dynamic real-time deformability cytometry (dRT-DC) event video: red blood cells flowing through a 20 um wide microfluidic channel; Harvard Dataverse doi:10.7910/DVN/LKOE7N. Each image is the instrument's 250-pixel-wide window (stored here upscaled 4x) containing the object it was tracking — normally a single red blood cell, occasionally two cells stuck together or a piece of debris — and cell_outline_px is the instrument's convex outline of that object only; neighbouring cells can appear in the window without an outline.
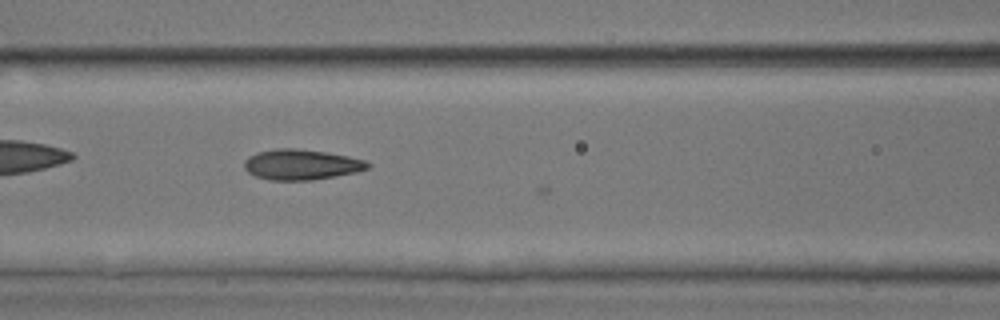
{"species": "common noctule bat (a hibernating species)", "species_latin": "Nyctalus noctula", "temperature_condition": "room temperature", "stored_images_in_passage": 10, "camera_frame_rate_fps": 3000, "um_per_image_px": 0.085, "animal": {"sex": "male", "body_mass_g": 17.9, "forearm_length_mm": 54.2}, "frame": {"image": 1, "passage_image": 9, "time_ms": 2.667, "image_size_px": [1000, 320], "cell_outline_px": [[372, 164], [368, 168], [356, 172], [312, 180], [268, 180], [256, 176], [248, 172], [244, 168], [244, 160], [248, 156], [256, 152], [276, 148], [296, 148], [324, 152], [348, 156], [364, 160]], "centroid_in_image_um": [25.57, 13.98], "position_along_channel_um": 141.0, "area_um2": 21.91}}